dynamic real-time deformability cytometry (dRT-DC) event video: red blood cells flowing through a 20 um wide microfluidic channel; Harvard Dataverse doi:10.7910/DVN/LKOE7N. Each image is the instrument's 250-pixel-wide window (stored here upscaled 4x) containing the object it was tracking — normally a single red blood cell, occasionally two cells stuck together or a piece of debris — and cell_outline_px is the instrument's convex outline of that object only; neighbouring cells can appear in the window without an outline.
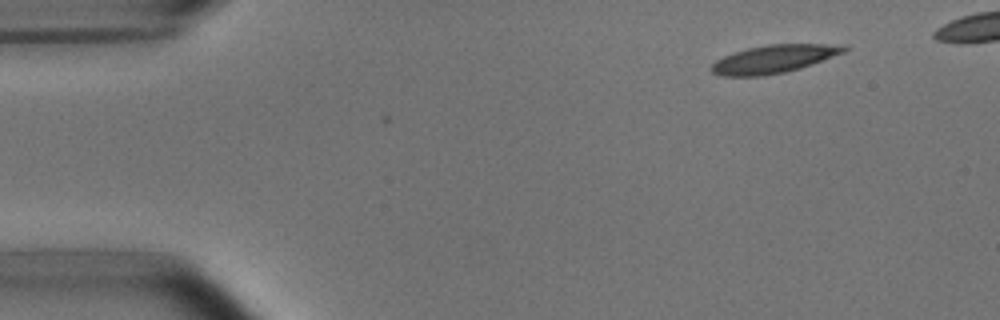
{"species": "common noctule bat (a hibernating species)", "species_latin": "Nyctalus noctula", "temperature_condition": "room temperature", "stored_images_in_passage": 7, "camera_frame_rate_fps": 3000, "um_per_image_px": 0.085, "animal": {"sex": "male", "body_mass_g": 15.6}, "frame": {"image": 1, "passage_image": 1, "time_ms": 0.0, "image_size_px": [1000, 320], "cell_outline_px": [[848, 48], [844, 52], [812, 64], [800, 68], [784, 72], [764, 76], [720, 76], [712, 72], [708, 68], [716, 60], [732, 52], [748, 48], [768, 44], [844, 44]], "centroid_in_image_um": [65.74, 5.01], "position_along_channel_um": 19.3, "area_um2": 21.73}}
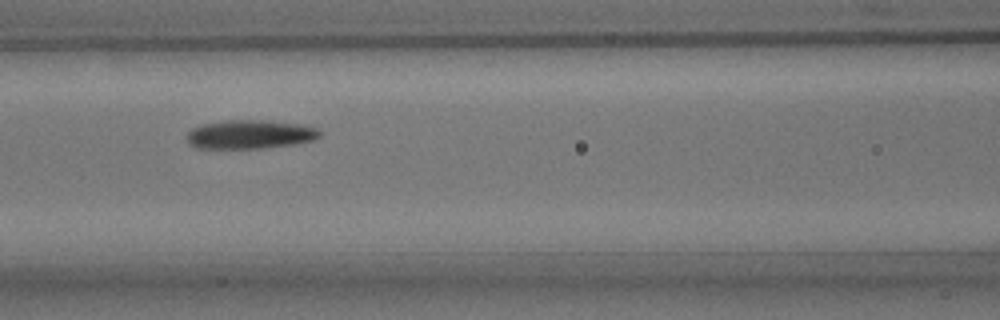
{"frame": {"image": 2, "passage_image": 6, "time_ms": 5.667, "image_size_px": [1000, 320], "cell_outline_px": [[320, 136], [312, 140], [292, 144], [264, 148], [196, 148], [188, 144], [188, 132], [192, 128], [200, 124], [228, 120], [264, 120], [296, 124], [316, 128], [320, 132]], "centroid_in_image_um": [21.19, 11.42], "position_along_channel_um": 145.4, "area_um2": 22.08}}
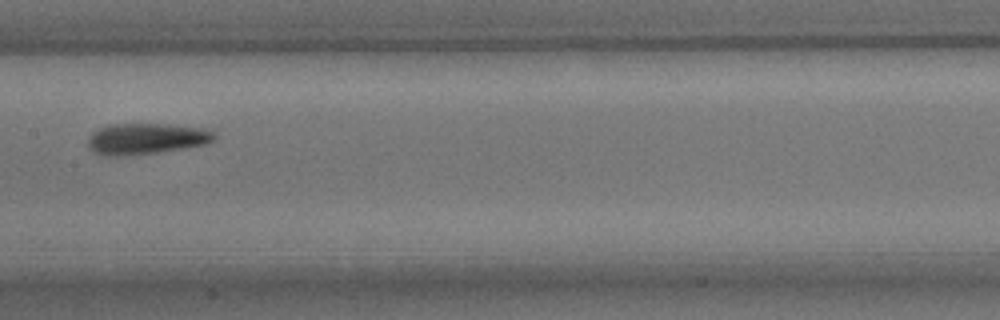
{"frame": {"image": 3, "passage_image": 7, "time_ms": 7.0, "image_size_px": [1000, 320], "cell_outline_px": [[216, 136], [212, 140], [204, 144], [156, 152], [120, 156], [104, 156], [88, 148], [88, 140], [92, 132], [100, 128], [112, 124], [164, 124], [200, 128], [212, 132]], "centroid_in_image_um": [12.35, 11.79], "position_along_channel_um": 195.1, "area_um2": 22.31}}